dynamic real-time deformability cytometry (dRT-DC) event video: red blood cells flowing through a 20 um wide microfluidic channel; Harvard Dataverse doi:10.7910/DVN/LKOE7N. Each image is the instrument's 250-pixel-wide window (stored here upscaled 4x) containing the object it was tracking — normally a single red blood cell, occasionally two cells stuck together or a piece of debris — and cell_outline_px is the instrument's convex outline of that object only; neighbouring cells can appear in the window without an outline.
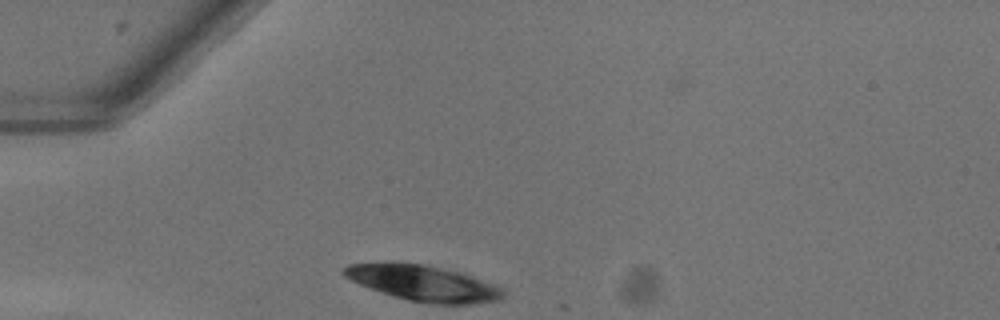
{"species": "common noctule bat (a hibernating species)", "species_latin": "Nyctalus noctula", "temperature_condition": "warm", "stored_images_in_passage": 8, "camera_frame_rate_fps": 3000, "um_per_image_px": 0.085, "animal": {"sex": "female"}, "frame": {"image": 1, "passage_image": 2, "time_ms": 0.333, "image_size_px": [1000, 320], "cell_outline_px": [[504, 296], [500, 300], [476, 304], [428, 304], [408, 300], [392, 296], [360, 284], [344, 276], [340, 272], [348, 264], [392, 260], [396, 260], [420, 264], [464, 272], [504, 288]], "centroid_in_image_um": [35.98, 24.04], "position_along_channel_um": 49.0, "area_um2": 33.99}}